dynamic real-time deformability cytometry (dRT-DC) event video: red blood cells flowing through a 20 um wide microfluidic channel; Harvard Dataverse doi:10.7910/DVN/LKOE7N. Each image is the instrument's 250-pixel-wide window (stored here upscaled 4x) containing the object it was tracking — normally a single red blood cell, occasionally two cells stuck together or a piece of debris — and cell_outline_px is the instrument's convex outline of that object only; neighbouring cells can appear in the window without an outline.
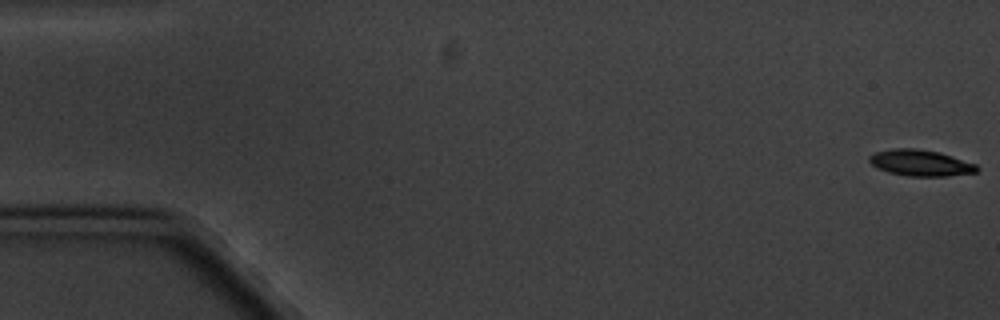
{"species": "common noctule bat (a hibernating species)", "species_latin": "Nyctalus noctula", "temperature_condition": "cold", "stored_images_in_passage": 8, "camera_frame_rate_fps": 3000, "um_per_image_px": 0.085, "animal": {"sex": "male", "body_mass_g": 20.1, "forearm_length_mm": 53.5}, "frame": {"image": 1, "passage_image": 1, "time_ms": 0.0, "image_size_px": [1000, 320], "cell_outline_px": [[980, 168], [976, 172], [948, 176], [908, 176], [888, 172], [876, 168], [868, 160], [868, 156], [872, 152], [892, 148], [916, 148], [940, 152], [976, 164]], "centroid_in_image_um": [78.2, 13.83], "position_along_channel_um": 6.8, "area_um2": 16.65}}
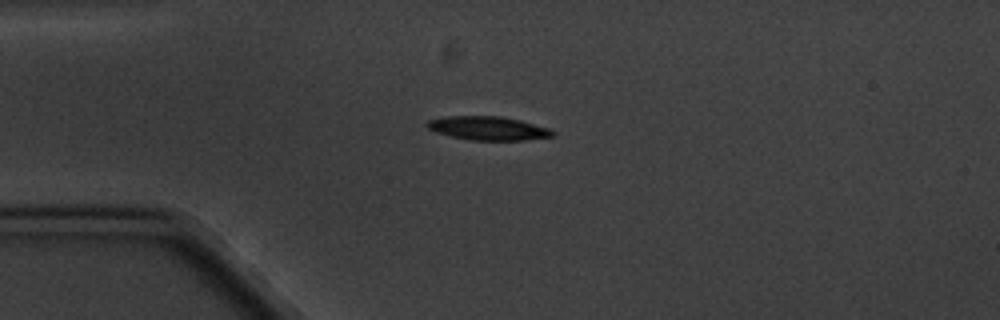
{"frame": {"image": 2, "passage_image": 5, "time_ms": 4.667, "image_size_px": [1000, 320], "cell_outline_px": [[556, 132], [552, 136], [524, 140], [472, 140], [452, 136], [436, 132], [428, 128], [424, 124], [428, 120], [448, 116], [500, 116], [520, 120], [548, 128]], "centroid_in_image_um": [41.47, 10.89], "position_along_channel_um": 43.5, "area_um2": 17.17}}